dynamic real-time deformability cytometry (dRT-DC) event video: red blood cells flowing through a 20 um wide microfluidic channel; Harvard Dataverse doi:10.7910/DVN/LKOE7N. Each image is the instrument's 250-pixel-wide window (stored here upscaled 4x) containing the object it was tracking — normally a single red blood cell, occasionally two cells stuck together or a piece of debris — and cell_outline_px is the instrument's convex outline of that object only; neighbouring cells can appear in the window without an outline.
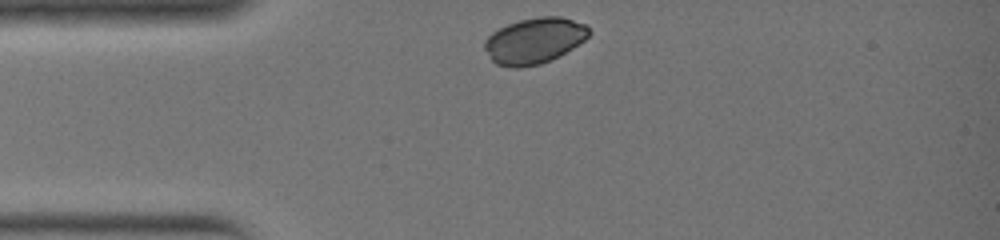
{"species": "common noctule bat (a hibernating species)", "species_latin": "Nyctalus noctula", "temperature_condition": "warm", "stored_images_in_passage": 23, "camera_frame_rate_fps": 3000, "um_per_image_px": 0.085, "animal": {"sex": "female", "body_mass_g": 19.0, "forearm_length_mm": 51.5}, "frame": {"image": 1, "passage_image": 1, "time_ms": 0.0, "image_size_px": [1000, 240], "cell_outline_px": [[592, 32], [584, 40], [560, 56], [540, 64], [520, 68], [512, 68], [496, 64], [492, 60], [484, 48], [484, 40], [492, 32], [508, 24], [520, 20], [540, 16], [560, 16], [584, 24]], "centroid_in_image_um": [45.4, 3.47], "position_along_channel_um": 39.6, "area_um2": 27.86}}
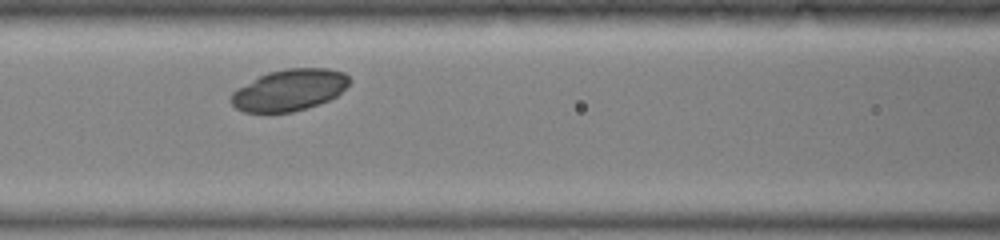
{"frame": {"image": 2, "passage_image": 8, "time_ms": 2.333, "image_size_px": [1000, 240], "cell_outline_px": [[352, 80], [336, 96], [328, 100], [292, 112], [244, 112], [236, 108], [228, 100], [232, 92], [260, 76], [268, 72], [284, 68], [328, 68], [344, 72]], "centroid_in_image_um": [24.59, 7.64], "position_along_channel_um": 142.0, "area_um2": 28.38}}
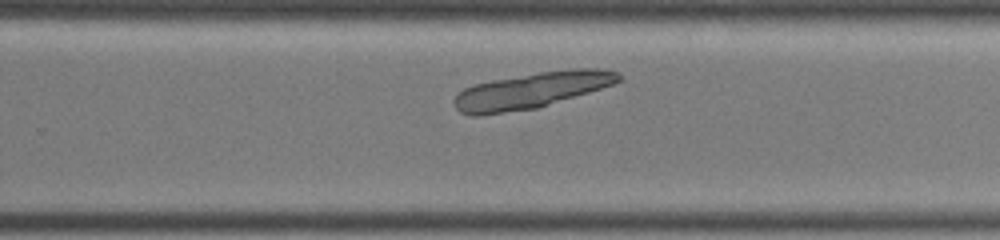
{"frame": {"image": 3, "passage_image": 16, "time_ms": 5.0, "image_size_px": [1000, 240], "cell_outline_px": [[624, 80], [588, 92], [536, 108], [480, 116], [472, 116], [460, 112], [452, 104], [452, 100], [464, 88], [472, 84], [492, 80], [540, 72], [576, 68], [604, 68], [620, 72]], "centroid_in_image_um": [45.16, 7.68], "position_along_channel_um": 284.6, "area_um2": 34.51}}